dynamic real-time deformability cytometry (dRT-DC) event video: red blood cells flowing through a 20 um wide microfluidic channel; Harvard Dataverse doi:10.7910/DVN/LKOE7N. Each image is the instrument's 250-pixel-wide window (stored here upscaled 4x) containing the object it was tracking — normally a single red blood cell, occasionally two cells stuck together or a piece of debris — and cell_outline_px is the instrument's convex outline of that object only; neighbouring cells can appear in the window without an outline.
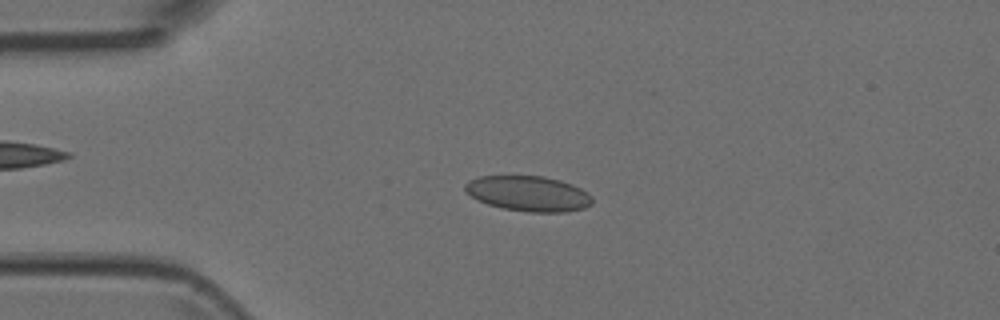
{"species": "Egyptian fruit bat (a non-hibernating species)", "species_latin": "Rousettus aegyptiacus", "temperature_condition": "room temperature", "stored_images_in_passage": 6, "camera_frame_rate_fps": 3000, "um_per_image_px": 0.085, "animal": {"sex": "female"}, "frame": {"image": 1, "passage_image": 3, "time_ms": 0.667, "image_size_px": [1000, 320], "cell_outline_px": [[592, 204], [584, 208], [564, 212], [528, 212], [504, 208], [488, 204], [476, 200], [464, 192], [464, 184], [468, 180], [480, 176], [544, 176], [560, 180], [572, 184], [588, 192], [592, 196]], "centroid_in_image_um": [44.89, 16.45], "position_along_channel_um": 40.1, "area_um2": 26.36}}
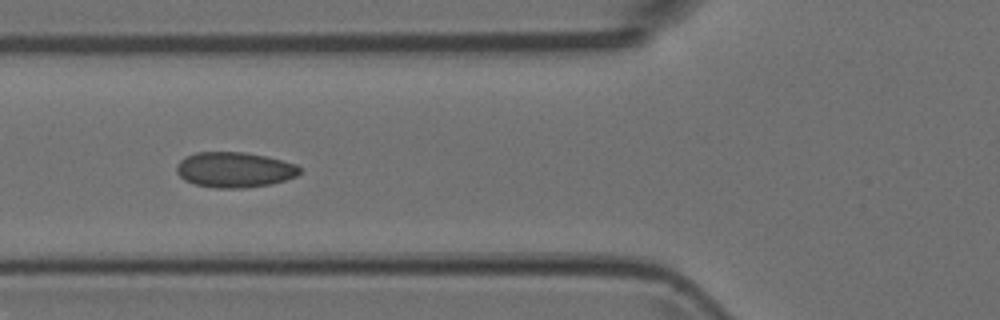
{"frame": {"image": 2, "passage_image": 5, "time_ms": 1.333, "image_size_px": [1000, 320], "cell_outline_px": [[300, 172], [296, 176], [272, 184], [244, 188], [216, 188], [196, 184], [184, 180], [176, 172], [176, 164], [184, 156], [196, 152], [244, 152], [268, 156], [296, 164], [300, 168]], "centroid_in_image_um": [19.91, 14.42], "position_along_channel_um": 105.9, "area_um2": 25.55}}
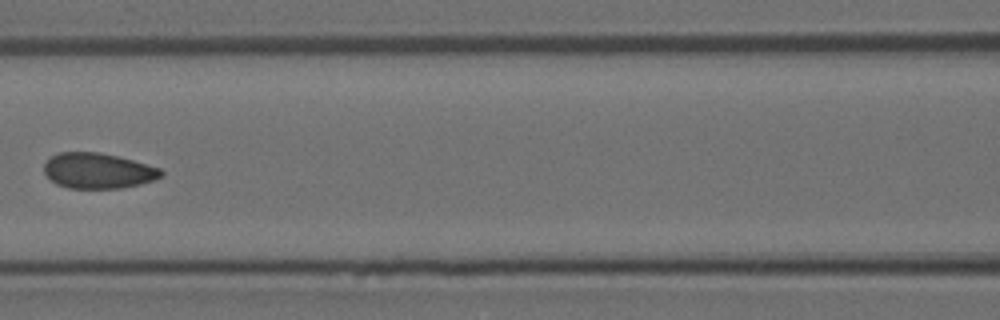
{"frame": {"image": 3, "passage_image": 6, "time_ms": 1.667, "image_size_px": [1000, 320], "cell_outline_px": [[164, 172], [160, 176], [152, 180], [140, 184], [120, 188], [68, 188], [56, 184], [44, 172], [44, 164], [52, 156], [60, 152], [100, 152], [132, 160], [160, 168]], "centroid_in_image_um": [8.31, 14.51], "position_along_channel_um": 158.3, "area_um2": 23.93}}